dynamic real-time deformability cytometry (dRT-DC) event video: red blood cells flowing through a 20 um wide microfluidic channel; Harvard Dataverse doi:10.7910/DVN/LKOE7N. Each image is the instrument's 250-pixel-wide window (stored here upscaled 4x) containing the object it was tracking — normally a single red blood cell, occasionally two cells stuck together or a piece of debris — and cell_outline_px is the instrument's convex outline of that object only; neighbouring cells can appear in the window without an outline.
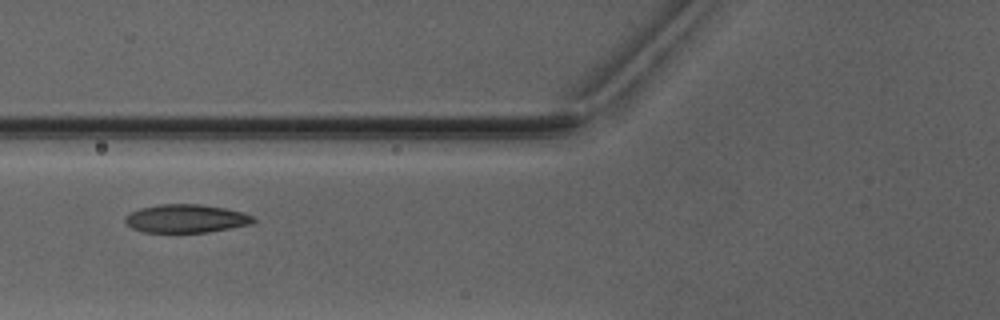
{"species": "Egyptian fruit bat (a non-hibernating species)", "species_latin": "Rousettus aegyptiacus", "temperature_condition": "warm", "stored_images_in_passage": 3, "camera_frame_rate_fps": 3000, "um_per_image_px": 0.085, "animal": {"sex": "male"}, "frame": {"image": 1, "passage_image": 3, "time_ms": 2.333, "image_size_px": [1000, 320], "cell_outline_px": [[256, 220], [252, 224], [208, 232], [144, 232], [132, 228], [124, 220], [124, 216], [140, 208], [160, 204], [200, 204], [224, 208], [244, 212], [252, 216]], "centroid_in_image_um": [15.82, 18.57], "position_along_channel_um": 110.0, "area_um2": 21.1}}